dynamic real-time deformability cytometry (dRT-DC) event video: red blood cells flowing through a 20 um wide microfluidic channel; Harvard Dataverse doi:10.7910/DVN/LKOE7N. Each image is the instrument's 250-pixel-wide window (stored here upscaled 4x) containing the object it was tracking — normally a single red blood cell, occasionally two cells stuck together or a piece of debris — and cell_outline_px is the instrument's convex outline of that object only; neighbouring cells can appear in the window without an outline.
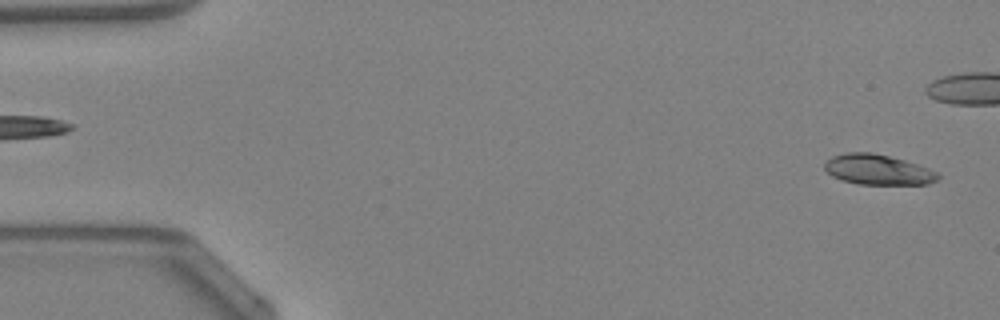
{"species": "Egyptian fruit bat (a non-hibernating species)", "species_latin": "Rousettus aegyptiacus", "temperature_condition": "warm", "stored_images_in_passage": 38, "camera_frame_rate_fps": 3000, "um_per_image_px": 0.085, "animal": {"sex": "female"}, "frame": {"image": 1, "passage_image": 1, "time_ms": 0.0, "image_size_px": [1000, 320], "cell_outline_px": [[940, 176], [936, 180], [928, 184], [856, 184], [832, 176], [824, 168], [824, 164], [832, 156], [844, 152], [872, 152], [904, 160], [928, 168], [936, 172]], "centroid_in_image_um": [74.6, 14.41], "position_along_channel_um": 10.4, "area_um2": 19.83}}